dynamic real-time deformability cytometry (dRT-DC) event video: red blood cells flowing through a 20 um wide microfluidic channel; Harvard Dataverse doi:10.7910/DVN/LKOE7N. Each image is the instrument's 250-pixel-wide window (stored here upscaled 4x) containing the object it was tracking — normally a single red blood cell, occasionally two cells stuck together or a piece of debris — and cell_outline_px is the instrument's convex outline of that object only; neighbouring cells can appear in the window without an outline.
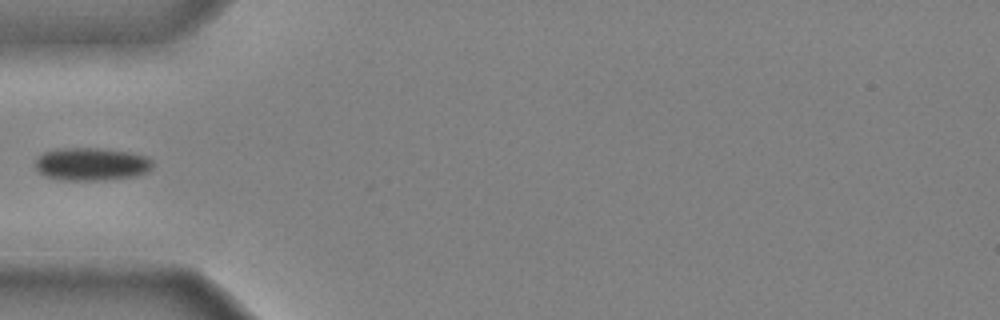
{"species": "common noctule bat (a hibernating species)", "species_latin": "Nyctalus noctula", "temperature_condition": "cold", "stored_images_in_passage": 33, "camera_frame_rate_fps": 3000, "um_per_image_px": 0.085, "animal": {"sex": "male", "body_mass_g": 20.4}, "frame": {"image": 1, "passage_image": 1, "time_ms": 0.0, "image_size_px": [1000, 320], "cell_outline_px": [[152, 168], [148, 172], [136, 176], [104, 180], [64, 180], [44, 176], [36, 168], [36, 156], [44, 152], [56, 148], [100, 148], [132, 152], [148, 156], [152, 160]], "centroid_in_image_um": [7.79, 13.94], "position_along_channel_um": 77.2, "area_um2": 22.83}}
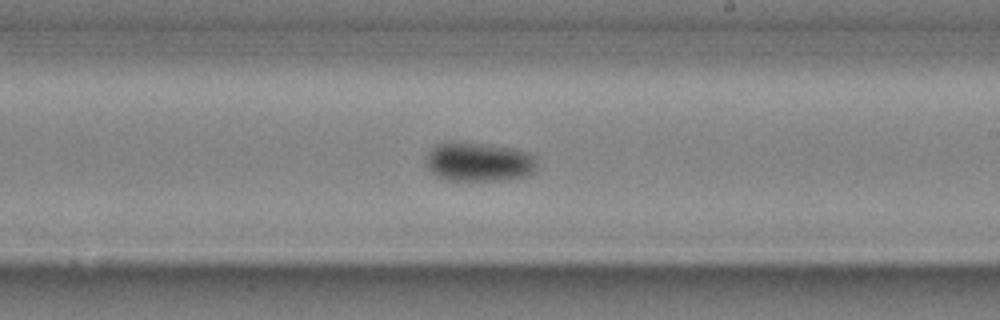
{"frame": {"image": 2, "passage_image": 14, "time_ms": 4.333, "image_size_px": [1000, 320], "cell_outline_px": [[536, 172], [524, 176], [504, 180], [444, 180], [436, 176], [424, 164], [424, 160], [428, 152], [436, 144], [448, 140], [460, 140], [512, 148], [528, 152], [532, 156], [536, 168]], "centroid_in_image_um": [40.61, 13.74], "position_along_channel_um": 248.4, "area_um2": 25.78}}
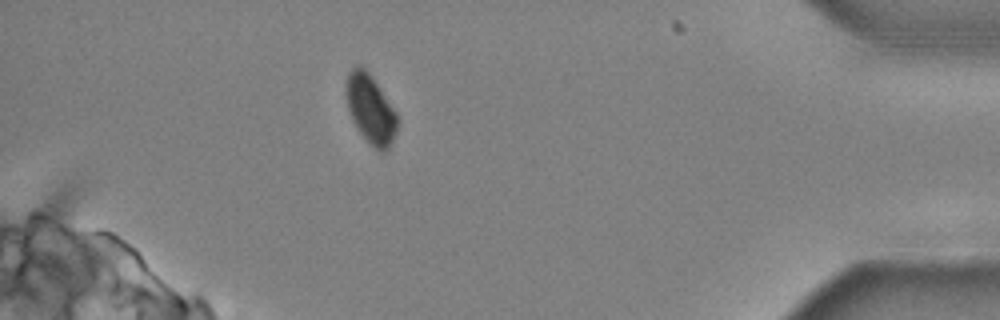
{"frame": {"image": 3, "passage_image": 29, "time_ms": 9.333, "image_size_px": [1000, 320], "cell_outline_px": [[400, 120], [396, 132], [388, 148], [384, 152], [380, 152], [368, 144], [360, 132], [348, 108], [348, 72], [356, 64], [360, 64], [368, 72], [396, 112]], "centroid_in_image_um": [31.54, 9.31], "position_along_channel_um": 403.7, "area_um2": 20.0}}